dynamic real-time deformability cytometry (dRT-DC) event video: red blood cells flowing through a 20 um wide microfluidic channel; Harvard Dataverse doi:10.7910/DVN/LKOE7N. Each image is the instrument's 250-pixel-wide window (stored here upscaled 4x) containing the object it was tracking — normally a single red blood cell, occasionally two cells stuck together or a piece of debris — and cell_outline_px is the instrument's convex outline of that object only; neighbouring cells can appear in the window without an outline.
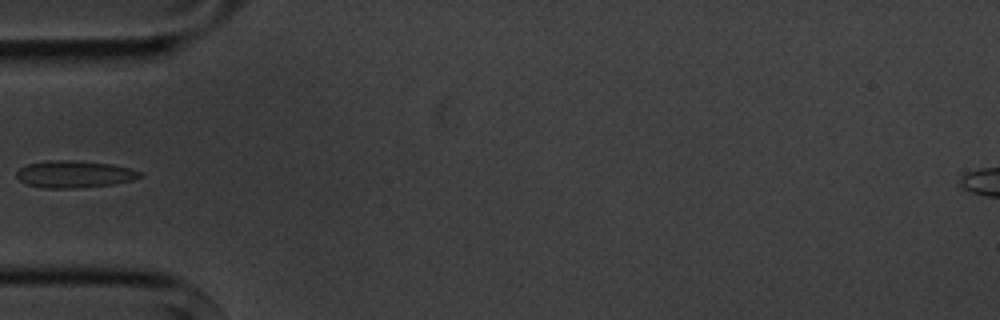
{"species": "common noctule bat (a hibernating species)", "species_latin": "Nyctalus noctula", "temperature_condition": "cold", "stored_images_in_passage": 4, "camera_frame_rate_fps": 3000, "um_per_image_px": 0.085, "animal": {"sex": "male", "body_mass_g": 20.1, "forearm_length_mm": 53.5}, "frame": {"image": 1, "passage_image": 4, "time_ms": 4.333, "image_size_px": [1000, 320], "cell_outline_px": [[144, 176], [132, 180], [112, 184], [76, 188], [44, 188], [28, 184], [20, 180], [16, 176], [16, 172], [20, 168], [28, 164], [48, 160], [76, 160], [112, 164], [144, 172]], "centroid_in_image_um": [6.35, 14.8], "position_along_channel_um": 78.7, "area_um2": 19.48}}